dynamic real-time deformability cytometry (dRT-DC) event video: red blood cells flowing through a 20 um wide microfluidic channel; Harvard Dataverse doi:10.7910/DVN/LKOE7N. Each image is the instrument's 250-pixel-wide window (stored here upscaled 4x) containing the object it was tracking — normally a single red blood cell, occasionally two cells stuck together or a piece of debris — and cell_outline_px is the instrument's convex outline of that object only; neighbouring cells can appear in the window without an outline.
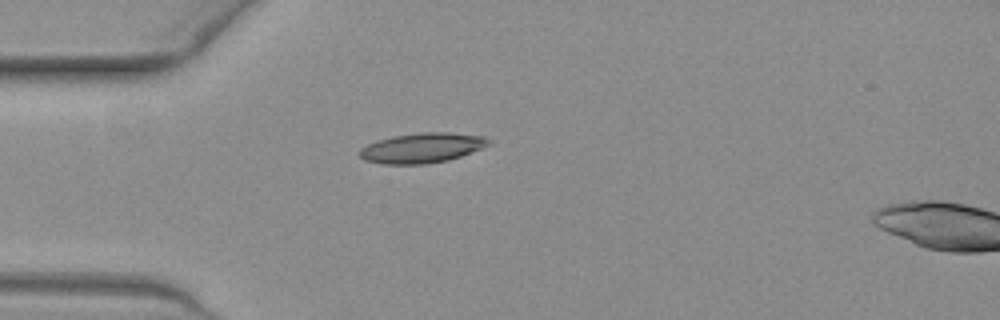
{"species": "common noctule bat (a hibernating species)", "species_latin": "Nyctalus noctula", "temperature_condition": "warm", "stored_images_in_passage": 39, "camera_frame_rate_fps": 3000, "um_per_image_px": 0.085, "animal": {"sex": "female", "body_mass_g": 19.3, "forearm_length_mm": 54.1}, "frame": {"image": 1, "passage_image": 1, "time_ms": 0.0, "image_size_px": [1000, 320], "cell_outline_px": [[492, 144], [460, 156], [448, 160], [424, 164], [384, 164], [364, 160], [360, 156], [360, 148], [376, 140], [392, 136], [424, 132], [448, 132], [484, 136], [492, 140]], "centroid_in_image_um": [35.89, 12.56], "position_along_channel_um": 49.1, "area_um2": 22.54}}
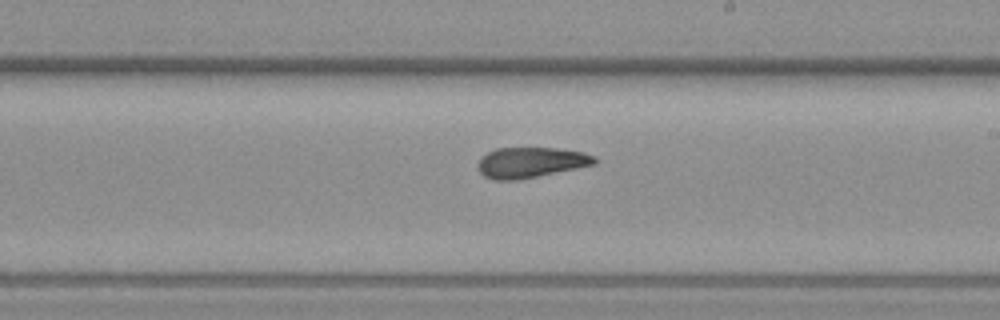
{"frame": {"image": 2, "passage_image": 17, "time_ms": 5.333, "image_size_px": [1000, 320], "cell_outline_px": [[600, 160], [596, 164], [516, 180], [496, 180], [484, 176], [480, 172], [476, 164], [480, 156], [496, 148], [556, 148], [584, 152], [596, 156]], "centroid_in_image_um": [45.11, 13.79], "position_along_channel_um": 243.9, "area_um2": 20.81}}
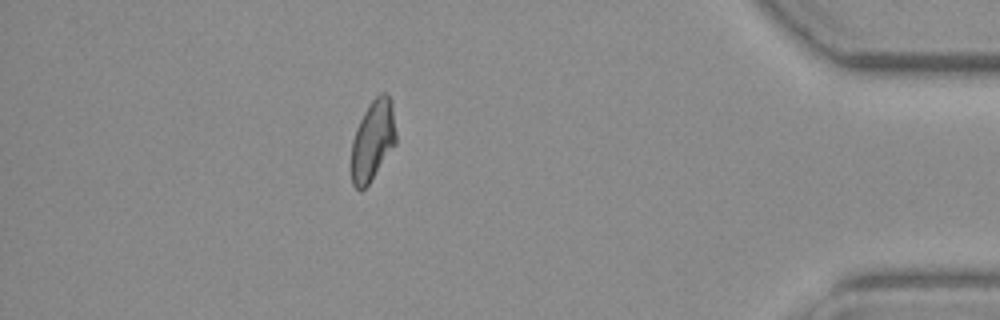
{"frame": {"image": 3, "passage_image": 33, "time_ms": 10.667, "image_size_px": [1000, 320], "cell_outline_px": [[396, 144], [368, 184], [360, 192], [352, 184], [352, 140], [356, 128], [368, 104], [380, 92], [384, 92], [392, 100], [396, 132]], "centroid_in_image_um": [31.7, 11.91], "position_along_channel_um": 403.5, "area_um2": 20.92}, "authors_computed_cell_mechanics": {"area_um2": 21.4438, "velocity_mm_per_s": 3.8905, "shape_relaxation_time_tau1_ms": null, "shape_relaxation_time_tau2_ms": 3.7493, "deformation_change_tau1": null, "deformation_change_tau2": 0.1129}}